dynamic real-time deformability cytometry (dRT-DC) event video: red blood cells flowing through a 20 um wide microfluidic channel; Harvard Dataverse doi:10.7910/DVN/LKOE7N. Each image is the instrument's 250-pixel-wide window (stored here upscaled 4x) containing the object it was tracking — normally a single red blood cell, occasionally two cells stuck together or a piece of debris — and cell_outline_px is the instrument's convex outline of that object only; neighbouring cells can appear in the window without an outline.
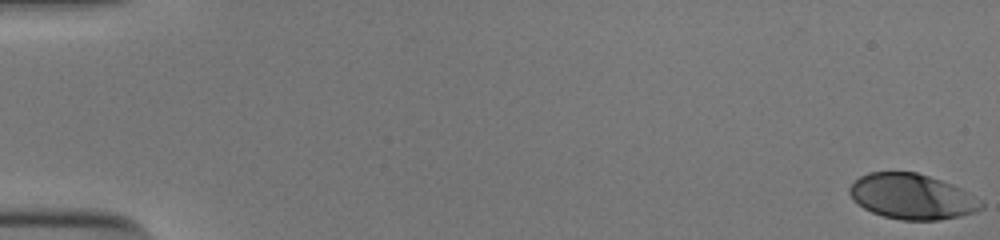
{"species": "human", "species_latin": "Homo sapiens", "temperature_condition": "cold", "stored_images_in_passage": 54, "camera_frame_rate_fps": 3000, "um_per_image_px": 0.085, "donor": {"sex": "male"}, "frame": {"image": 1, "passage_image": 1, "time_ms": 0.0, "image_size_px": [1000, 240], "cell_outline_px": [[984, 208], [976, 212], [960, 216], [940, 220], [900, 220], [884, 216], [872, 212], [864, 208], [852, 200], [848, 192], [848, 188], [860, 176], [868, 172], [916, 172], [952, 184], [960, 188], [980, 200], [984, 204]], "centroid_in_image_um": [77.51, 16.71], "position_along_channel_um": 7.5, "area_um2": 34.8}}
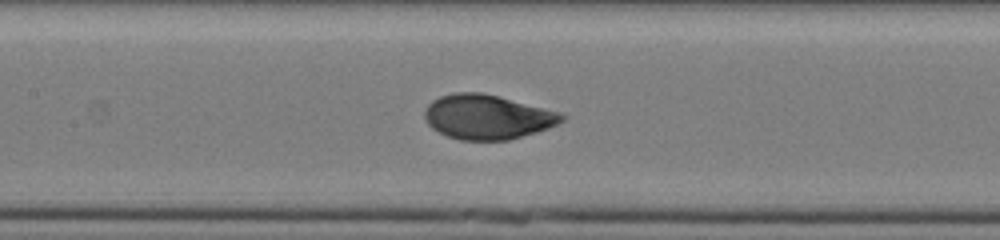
{"frame": {"image": 2, "passage_image": 27, "time_ms": 8.667, "image_size_px": [1000, 240], "cell_outline_px": [[568, 116], [564, 120], [548, 128], [536, 132], [508, 140], [460, 140], [448, 136], [432, 128], [424, 120], [424, 112], [428, 104], [432, 100], [440, 96], [456, 92], [480, 92], [560, 112]], "centroid_in_image_um": [41.4, 9.94], "position_along_channel_um": 166.0, "area_um2": 35.37}}
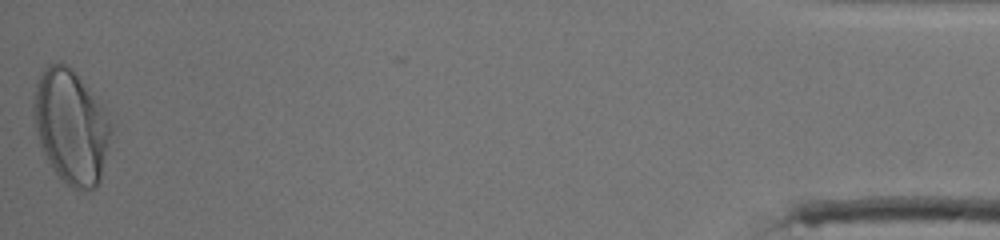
{"frame": {"image": 3, "passage_image": 54, "time_ms": 17.667, "image_size_px": [1000, 240], "cell_outline_px": [[112, 132], [100, 180], [96, 188], [72, 188], [56, 172], [48, 160], [40, 144], [32, 112], [32, 104], [36, 80], [44, 68], [48, 64], [64, 64], [72, 68], [92, 96], [112, 128]], "centroid_in_image_um": [5.99, 10.76], "position_along_channel_um": 429.2, "area_um2": 49.94}, "authors_computed_cell_mechanics": {"area_um2": 35.6048, "velocity_mm_per_s": 3.8708, "shape_relaxation_time_tau1_ms": 3.1303, "shape_relaxation_time_tau2_ms": null, "deformation_change_tau1": 0.1532, "deformation_change_tau2": null}}